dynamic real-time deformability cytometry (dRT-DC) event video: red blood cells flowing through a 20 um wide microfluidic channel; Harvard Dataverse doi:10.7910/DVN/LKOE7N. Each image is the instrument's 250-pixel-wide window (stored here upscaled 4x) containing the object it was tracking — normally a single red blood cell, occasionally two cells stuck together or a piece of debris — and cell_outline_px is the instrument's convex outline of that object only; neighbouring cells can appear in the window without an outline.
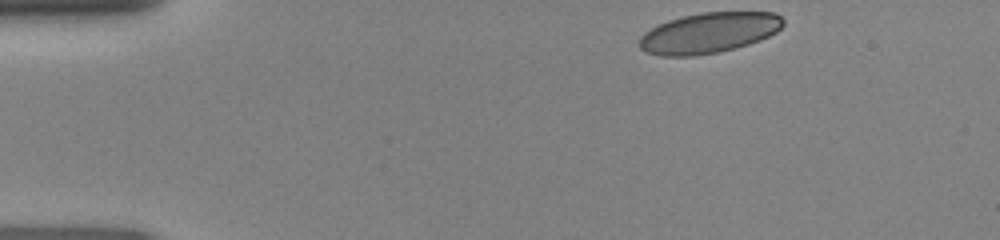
{"species": "human", "species_latin": "Homo sapiens", "temperature_condition": "room temperature", "stored_images_in_passage": 42, "camera_frame_rate_fps": 3000, "um_per_image_px": 0.085, "donor": {"sex": "female"}, "frame": {"image": 1, "passage_image": 1, "time_ms": 0.0, "image_size_px": [1000, 240], "cell_outline_px": [[784, 24], [776, 32], [760, 40], [748, 44], [716, 52], [692, 56], [660, 56], [648, 52], [640, 48], [640, 36], [644, 32], [668, 20], [700, 12], [776, 12], [784, 20]], "centroid_in_image_um": [60.27, 2.78], "position_along_channel_um": 24.7, "area_um2": 33.7}}
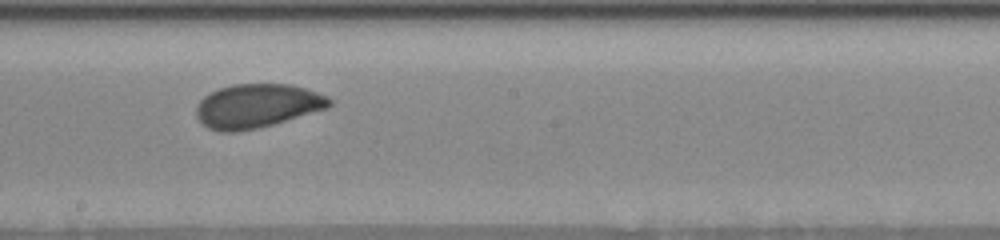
{"frame": {"image": 2, "passage_image": 21, "time_ms": 6.667, "image_size_px": [1000, 240], "cell_outline_px": [[332, 104], [328, 108], [260, 128], [236, 132], [220, 132], [208, 128], [196, 116], [196, 108], [200, 100], [204, 96], [220, 88], [232, 84], [288, 84], [304, 88], [328, 96], [332, 100]], "centroid_in_image_um": [21.86, 9.01], "position_along_channel_um": 226.3, "area_um2": 34.04}}
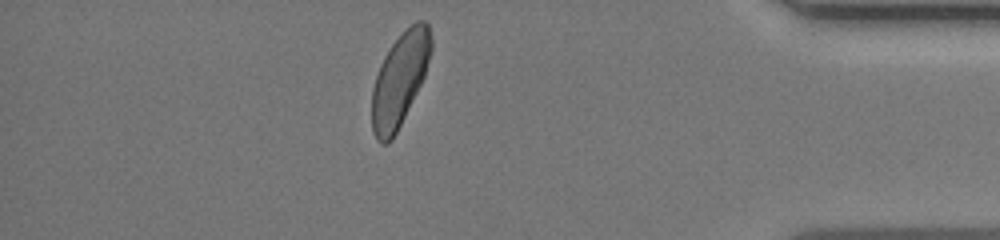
{"frame": {"image": 3, "passage_image": 36, "time_ms": 11.667, "image_size_px": [1000, 240], "cell_outline_px": [[432, 48], [424, 76], [392, 140], [388, 144], [380, 144], [376, 140], [372, 132], [372, 88], [380, 64], [384, 56], [392, 44], [416, 20], [424, 20], [428, 24], [432, 40]], "centroid_in_image_um": [33.96, 6.78], "position_along_channel_um": 401.2, "area_um2": 31.73}}